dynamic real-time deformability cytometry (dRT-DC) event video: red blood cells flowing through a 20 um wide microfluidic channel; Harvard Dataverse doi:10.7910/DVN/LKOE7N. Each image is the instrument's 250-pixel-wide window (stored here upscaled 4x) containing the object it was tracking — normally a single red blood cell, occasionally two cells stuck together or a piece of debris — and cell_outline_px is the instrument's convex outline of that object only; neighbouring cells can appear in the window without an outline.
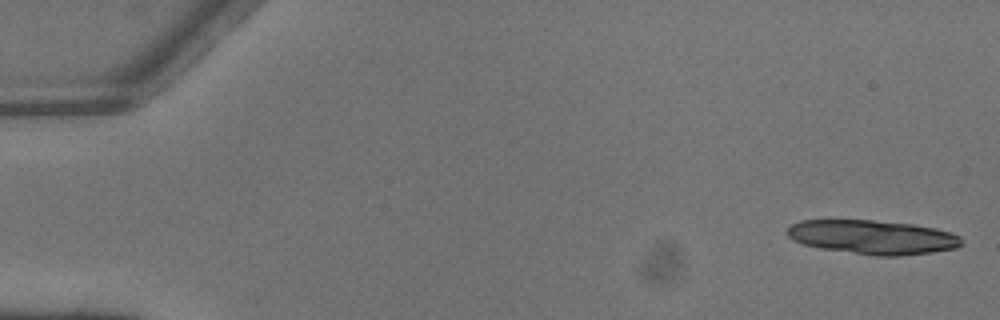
{"species": "common noctule bat (a hibernating species)", "species_latin": "Nyctalus noctula", "temperature_condition": "warm", "stored_images_in_passage": 7, "camera_frame_rate_fps": 3000, "um_per_image_px": 0.085, "animal": {"sex": "male", "body_mass_g": 13.3}, "frame": {"image": 1, "passage_image": 1, "time_ms": 0.0, "image_size_px": [1000, 320], "cell_outline_px": [[960, 244], [956, 248], [932, 252], [900, 256], [876, 256], [820, 248], [804, 244], [792, 240], [788, 236], [788, 228], [792, 224], [800, 220], [872, 220], [912, 224], [936, 228], [952, 232], [960, 236]], "centroid_in_image_um": [74.18, 20.15], "position_along_channel_um": 10.8, "area_um2": 34.56}}
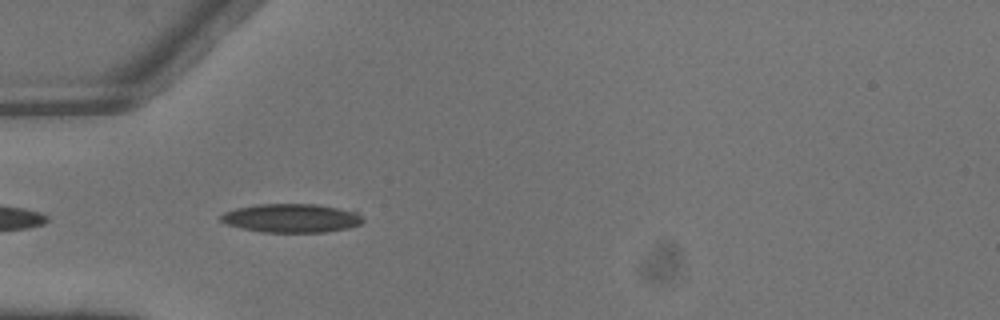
{"frame": {"image": 2, "passage_image": 5, "time_ms": 1.333, "image_size_px": [1000, 320], "cell_outline_px": [[364, 220], [360, 224], [348, 228], [324, 232], [264, 232], [240, 228], [228, 224], [220, 220], [220, 216], [224, 212], [236, 208], [260, 204], [316, 204], [356, 212]], "centroid_in_image_um": [24.74, 18.54], "position_along_channel_um": 60.3, "area_um2": 23.52}}
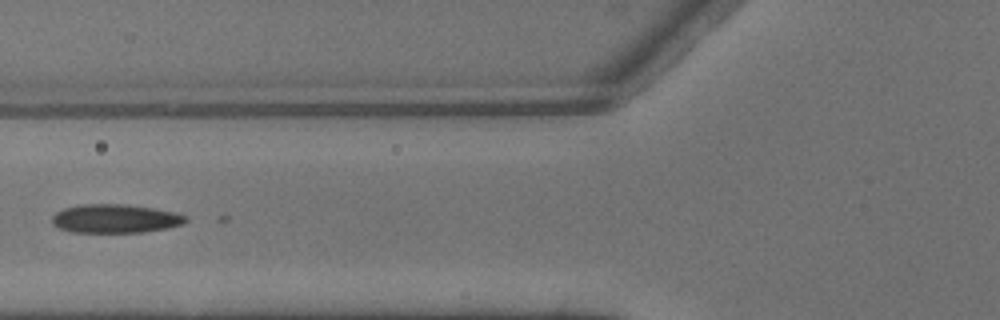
{"frame": {"image": 3, "passage_image": 6, "time_ms": 1.667, "image_size_px": [1000, 320], "cell_outline_px": [[188, 220], [184, 224], [168, 228], [140, 232], [72, 232], [60, 228], [52, 224], [52, 216], [56, 212], [64, 208], [84, 204], [124, 204], [152, 208], [172, 212], [188, 216]], "centroid_in_image_um": [9.8, 18.58], "position_along_channel_um": 116.0, "area_um2": 22.25}}